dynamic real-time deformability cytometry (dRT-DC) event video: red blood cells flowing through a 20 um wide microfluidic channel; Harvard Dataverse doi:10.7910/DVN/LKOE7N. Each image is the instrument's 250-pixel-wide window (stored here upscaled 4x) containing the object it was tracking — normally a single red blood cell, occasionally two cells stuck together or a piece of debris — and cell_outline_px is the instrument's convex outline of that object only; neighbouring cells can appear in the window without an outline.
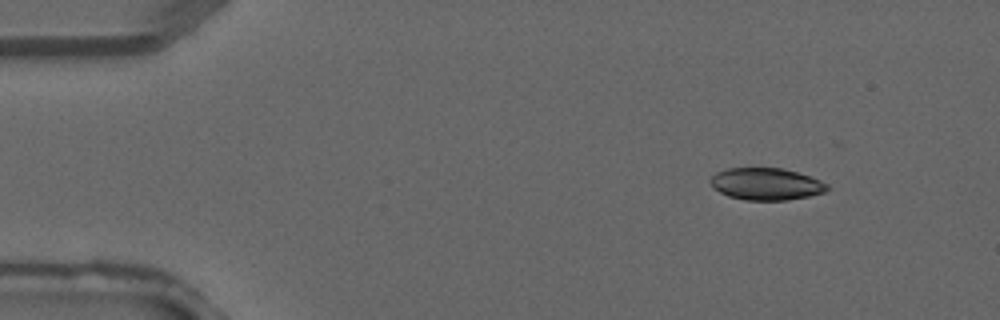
{"species": "common noctule bat (a hibernating species)", "species_latin": "Nyctalus noctula", "temperature_condition": "warm", "stored_images_in_passage": 4, "camera_frame_rate_fps": 3000, "um_per_image_px": 0.085, "animal": {"sex": "male", "forearm_length_mm": 52.5}, "frame": {"image": 1, "passage_image": 1, "time_ms": 0.0, "image_size_px": [1000, 320], "cell_outline_px": [[832, 188], [828, 192], [788, 200], [744, 200], [728, 196], [720, 192], [708, 180], [716, 172], [728, 168], [780, 168], [796, 172], [820, 180], [828, 184]], "centroid_in_image_um": [65.16, 15.65], "position_along_channel_um": 19.8, "area_um2": 21.85}}
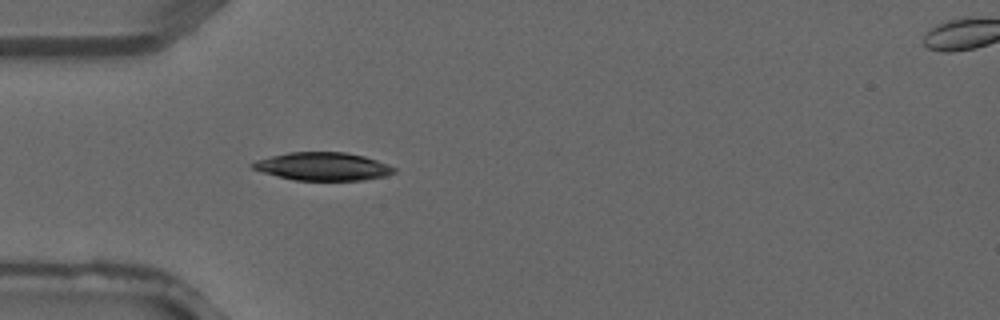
{"frame": {"image": 2, "passage_image": 3, "time_ms": 0.667, "image_size_px": [1000, 320], "cell_outline_px": [[396, 172], [384, 176], [364, 180], [292, 180], [264, 172], [252, 168], [252, 164], [256, 160], [288, 152], [344, 152], [364, 156], [388, 164], [396, 168]], "centroid_in_image_um": [27.47, 14.15], "position_along_channel_um": 57.5, "area_um2": 22.95}}